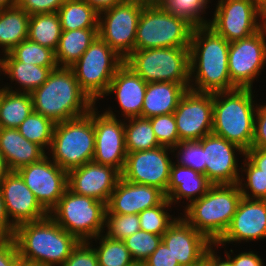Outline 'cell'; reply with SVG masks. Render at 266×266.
I'll list each match as a JSON object with an SVG mask.
<instances>
[{
	"label": "cell",
	"instance_id": "55",
	"mask_svg": "<svg viewBox=\"0 0 266 266\" xmlns=\"http://www.w3.org/2000/svg\"><path fill=\"white\" fill-rule=\"evenodd\" d=\"M10 172L11 170L8 167L5 157L0 151V183Z\"/></svg>",
	"mask_w": 266,
	"mask_h": 266
},
{
	"label": "cell",
	"instance_id": "32",
	"mask_svg": "<svg viewBox=\"0 0 266 266\" xmlns=\"http://www.w3.org/2000/svg\"><path fill=\"white\" fill-rule=\"evenodd\" d=\"M57 14L62 30L98 28L99 13L84 0H66Z\"/></svg>",
	"mask_w": 266,
	"mask_h": 266
},
{
	"label": "cell",
	"instance_id": "23",
	"mask_svg": "<svg viewBox=\"0 0 266 266\" xmlns=\"http://www.w3.org/2000/svg\"><path fill=\"white\" fill-rule=\"evenodd\" d=\"M166 198L158 188L120 178L107 203L106 214H139Z\"/></svg>",
	"mask_w": 266,
	"mask_h": 266
},
{
	"label": "cell",
	"instance_id": "14",
	"mask_svg": "<svg viewBox=\"0 0 266 266\" xmlns=\"http://www.w3.org/2000/svg\"><path fill=\"white\" fill-rule=\"evenodd\" d=\"M172 148L159 146L150 150L127 152L121 178L132 183L160 189L166 196L170 168L174 161Z\"/></svg>",
	"mask_w": 266,
	"mask_h": 266
},
{
	"label": "cell",
	"instance_id": "54",
	"mask_svg": "<svg viewBox=\"0 0 266 266\" xmlns=\"http://www.w3.org/2000/svg\"><path fill=\"white\" fill-rule=\"evenodd\" d=\"M91 7H93L98 13L120 4L126 0H84Z\"/></svg>",
	"mask_w": 266,
	"mask_h": 266
},
{
	"label": "cell",
	"instance_id": "16",
	"mask_svg": "<svg viewBox=\"0 0 266 266\" xmlns=\"http://www.w3.org/2000/svg\"><path fill=\"white\" fill-rule=\"evenodd\" d=\"M99 113L97 105L93 107L95 129V150L93 162L109 165L120 172L124 169L127 151L125 147L124 119L110 109Z\"/></svg>",
	"mask_w": 266,
	"mask_h": 266
},
{
	"label": "cell",
	"instance_id": "50",
	"mask_svg": "<svg viewBox=\"0 0 266 266\" xmlns=\"http://www.w3.org/2000/svg\"><path fill=\"white\" fill-rule=\"evenodd\" d=\"M224 253L231 259L233 266H265V263L262 261L263 258L253 251H245L233 256H231L234 253L232 249L229 253L226 250Z\"/></svg>",
	"mask_w": 266,
	"mask_h": 266
},
{
	"label": "cell",
	"instance_id": "9",
	"mask_svg": "<svg viewBox=\"0 0 266 266\" xmlns=\"http://www.w3.org/2000/svg\"><path fill=\"white\" fill-rule=\"evenodd\" d=\"M123 63L124 59L98 35L71 68L81 89L96 104L105 98L111 80Z\"/></svg>",
	"mask_w": 266,
	"mask_h": 266
},
{
	"label": "cell",
	"instance_id": "5",
	"mask_svg": "<svg viewBox=\"0 0 266 266\" xmlns=\"http://www.w3.org/2000/svg\"><path fill=\"white\" fill-rule=\"evenodd\" d=\"M242 198L238 184L211 185L184 208L183 218L215 244L228 228Z\"/></svg>",
	"mask_w": 266,
	"mask_h": 266
},
{
	"label": "cell",
	"instance_id": "38",
	"mask_svg": "<svg viewBox=\"0 0 266 266\" xmlns=\"http://www.w3.org/2000/svg\"><path fill=\"white\" fill-rule=\"evenodd\" d=\"M9 54L17 61L42 67H57L55 52L28 38L13 48Z\"/></svg>",
	"mask_w": 266,
	"mask_h": 266
},
{
	"label": "cell",
	"instance_id": "28",
	"mask_svg": "<svg viewBox=\"0 0 266 266\" xmlns=\"http://www.w3.org/2000/svg\"><path fill=\"white\" fill-rule=\"evenodd\" d=\"M3 55V74L18 84V89L15 90L11 85H4V89L12 92L31 93L39 88L46 80L52 69L56 67H42L29 63H23L15 60L9 53ZM21 88V89H20Z\"/></svg>",
	"mask_w": 266,
	"mask_h": 266
},
{
	"label": "cell",
	"instance_id": "12",
	"mask_svg": "<svg viewBox=\"0 0 266 266\" xmlns=\"http://www.w3.org/2000/svg\"><path fill=\"white\" fill-rule=\"evenodd\" d=\"M143 8L144 5L126 0L99 13L98 35L124 60L135 50Z\"/></svg>",
	"mask_w": 266,
	"mask_h": 266
},
{
	"label": "cell",
	"instance_id": "41",
	"mask_svg": "<svg viewBox=\"0 0 266 266\" xmlns=\"http://www.w3.org/2000/svg\"><path fill=\"white\" fill-rule=\"evenodd\" d=\"M135 262L143 263L159 246L161 235L139 230L122 240Z\"/></svg>",
	"mask_w": 266,
	"mask_h": 266
},
{
	"label": "cell",
	"instance_id": "3",
	"mask_svg": "<svg viewBox=\"0 0 266 266\" xmlns=\"http://www.w3.org/2000/svg\"><path fill=\"white\" fill-rule=\"evenodd\" d=\"M13 238L20 259L44 266H63L79 243L50 216L18 225Z\"/></svg>",
	"mask_w": 266,
	"mask_h": 266
},
{
	"label": "cell",
	"instance_id": "44",
	"mask_svg": "<svg viewBox=\"0 0 266 266\" xmlns=\"http://www.w3.org/2000/svg\"><path fill=\"white\" fill-rule=\"evenodd\" d=\"M149 119L160 146L173 148L178 145L180 140L173 113L154 116Z\"/></svg>",
	"mask_w": 266,
	"mask_h": 266
},
{
	"label": "cell",
	"instance_id": "45",
	"mask_svg": "<svg viewBox=\"0 0 266 266\" xmlns=\"http://www.w3.org/2000/svg\"><path fill=\"white\" fill-rule=\"evenodd\" d=\"M92 243L94 242L79 241L63 266H98L97 254Z\"/></svg>",
	"mask_w": 266,
	"mask_h": 266
},
{
	"label": "cell",
	"instance_id": "2",
	"mask_svg": "<svg viewBox=\"0 0 266 266\" xmlns=\"http://www.w3.org/2000/svg\"><path fill=\"white\" fill-rule=\"evenodd\" d=\"M30 95L34 112L55 124L87 115L95 106L81 89L71 67L52 69L47 80Z\"/></svg>",
	"mask_w": 266,
	"mask_h": 266
},
{
	"label": "cell",
	"instance_id": "31",
	"mask_svg": "<svg viewBox=\"0 0 266 266\" xmlns=\"http://www.w3.org/2000/svg\"><path fill=\"white\" fill-rule=\"evenodd\" d=\"M33 111L30 93L0 87V128H17Z\"/></svg>",
	"mask_w": 266,
	"mask_h": 266
},
{
	"label": "cell",
	"instance_id": "25",
	"mask_svg": "<svg viewBox=\"0 0 266 266\" xmlns=\"http://www.w3.org/2000/svg\"><path fill=\"white\" fill-rule=\"evenodd\" d=\"M211 185L206 175L173 162L166 197L172 205L180 203L181 199H186L187 206L202 197Z\"/></svg>",
	"mask_w": 266,
	"mask_h": 266
},
{
	"label": "cell",
	"instance_id": "7",
	"mask_svg": "<svg viewBox=\"0 0 266 266\" xmlns=\"http://www.w3.org/2000/svg\"><path fill=\"white\" fill-rule=\"evenodd\" d=\"M124 63L147 83H180L189 89V47L134 50Z\"/></svg>",
	"mask_w": 266,
	"mask_h": 266
},
{
	"label": "cell",
	"instance_id": "20",
	"mask_svg": "<svg viewBox=\"0 0 266 266\" xmlns=\"http://www.w3.org/2000/svg\"><path fill=\"white\" fill-rule=\"evenodd\" d=\"M0 191L8 217L15 227L49 216V212L39 203L17 171H11L2 180Z\"/></svg>",
	"mask_w": 266,
	"mask_h": 266
},
{
	"label": "cell",
	"instance_id": "57",
	"mask_svg": "<svg viewBox=\"0 0 266 266\" xmlns=\"http://www.w3.org/2000/svg\"><path fill=\"white\" fill-rule=\"evenodd\" d=\"M16 6V0H0V10Z\"/></svg>",
	"mask_w": 266,
	"mask_h": 266
},
{
	"label": "cell",
	"instance_id": "34",
	"mask_svg": "<svg viewBox=\"0 0 266 266\" xmlns=\"http://www.w3.org/2000/svg\"><path fill=\"white\" fill-rule=\"evenodd\" d=\"M127 152L150 150L159 147L149 118L134 117L124 120Z\"/></svg>",
	"mask_w": 266,
	"mask_h": 266
},
{
	"label": "cell",
	"instance_id": "52",
	"mask_svg": "<svg viewBox=\"0 0 266 266\" xmlns=\"http://www.w3.org/2000/svg\"><path fill=\"white\" fill-rule=\"evenodd\" d=\"M215 247V248H214ZM217 246L212 244L205 252L204 255V266H233L231 259L225 254L224 258L221 259L220 255H217ZM216 251V252H215Z\"/></svg>",
	"mask_w": 266,
	"mask_h": 266
},
{
	"label": "cell",
	"instance_id": "19",
	"mask_svg": "<svg viewBox=\"0 0 266 266\" xmlns=\"http://www.w3.org/2000/svg\"><path fill=\"white\" fill-rule=\"evenodd\" d=\"M262 239H266V200L242 197L228 228L215 244L220 248L227 243Z\"/></svg>",
	"mask_w": 266,
	"mask_h": 266
},
{
	"label": "cell",
	"instance_id": "46",
	"mask_svg": "<svg viewBox=\"0 0 266 266\" xmlns=\"http://www.w3.org/2000/svg\"><path fill=\"white\" fill-rule=\"evenodd\" d=\"M66 0H16V6L22 8L27 14L54 13Z\"/></svg>",
	"mask_w": 266,
	"mask_h": 266
},
{
	"label": "cell",
	"instance_id": "39",
	"mask_svg": "<svg viewBox=\"0 0 266 266\" xmlns=\"http://www.w3.org/2000/svg\"><path fill=\"white\" fill-rule=\"evenodd\" d=\"M244 157L243 163H241L243 166L240 165L241 175L238 182L242 197L266 200V174L256 167L246 156ZM242 172H245V174ZM244 175H246V179H244Z\"/></svg>",
	"mask_w": 266,
	"mask_h": 266
},
{
	"label": "cell",
	"instance_id": "13",
	"mask_svg": "<svg viewBox=\"0 0 266 266\" xmlns=\"http://www.w3.org/2000/svg\"><path fill=\"white\" fill-rule=\"evenodd\" d=\"M266 65V25L245 39L230 42L228 69L231 83L236 88L253 89Z\"/></svg>",
	"mask_w": 266,
	"mask_h": 266
},
{
	"label": "cell",
	"instance_id": "56",
	"mask_svg": "<svg viewBox=\"0 0 266 266\" xmlns=\"http://www.w3.org/2000/svg\"><path fill=\"white\" fill-rule=\"evenodd\" d=\"M144 6H159L163 0H131Z\"/></svg>",
	"mask_w": 266,
	"mask_h": 266
},
{
	"label": "cell",
	"instance_id": "26",
	"mask_svg": "<svg viewBox=\"0 0 266 266\" xmlns=\"http://www.w3.org/2000/svg\"><path fill=\"white\" fill-rule=\"evenodd\" d=\"M0 151L11 171L37 162L48 154L21 135L17 128H0Z\"/></svg>",
	"mask_w": 266,
	"mask_h": 266
},
{
	"label": "cell",
	"instance_id": "49",
	"mask_svg": "<svg viewBox=\"0 0 266 266\" xmlns=\"http://www.w3.org/2000/svg\"><path fill=\"white\" fill-rule=\"evenodd\" d=\"M19 259L14 238H0V266H17Z\"/></svg>",
	"mask_w": 266,
	"mask_h": 266
},
{
	"label": "cell",
	"instance_id": "30",
	"mask_svg": "<svg viewBox=\"0 0 266 266\" xmlns=\"http://www.w3.org/2000/svg\"><path fill=\"white\" fill-rule=\"evenodd\" d=\"M98 36V28L62 30L55 51L57 66L71 67Z\"/></svg>",
	"mask_w": 266,
	"mask_h": 266
},
{
	"label": "cell",
	"instance_id": "4",
	"mask_svg": "<svg viewBox=\"0 0 266 266\" xmlns=\"http://www.w3.org/2000/svg\"><path fill=\"white\" fill-rule=\"evenodd\" d=\"M255 90L235 88L213 93L212 133L247 151L254 138L255 114L258 108L253 98ZM256 103V104H255Z\"/></svg>",
	"mask_w": 266,
	"mask_h": 266
},
{
	"label": "cell",
	"instance_id": "27",
	"mask_svg": "<svg viewBox=\"0 0 266 266\" xmlns=\"http://www.w3.org/2000/svg\"><path fill=\"white\" fill-rule=\"evenodd\" d=\"M187 89L180 83L149 82L144 96L141 117L152 118L171 114Z\"/></svg>",
	"mask_w": 266,
	"mask_h": 266
},
{
	"label": "cell",
	"instance_id": "17",
	"mask_svg": "<svg viewBox=\"0 0 266 266\" xmlns=\"http://www.w3.org/2000/svg\"><path fill=\"white\" fill-rule=\"evenodd\" d=\"M17 172L48 212L58 203L68 188V172L52 161L49 155L19 168Z\"/></svg>",
	"mask_w": 266,
	"mask_h": 266
},
{
	"label": "cell",
	"instance_id": "53",
	"mask_svg": "<svg viewBox=\"0 0 266 266\" xmlns=\"http://www.w3.org/2000/svg\"><path fill=\"white\" fill-rule=\"evenodd\" d=\"M245 156L261 171L266 174V149L251 147Z\"/></svg>",
	"mask_w": 266,
	"mask_h": 266
},
{
	"label": "cell",
	"instance_id": "6",
	"mask_svg": "<svg viewBox=\"0 0 266 266\" xmlns=\"http://www.w3.org/2000/svg\"><path fill=\"white\" fill-rule=\"evenodd\" d=\"M95 129L93 108L87 115L56 123L47 155L60 168L72 170L93 161Z\"/></svg>",
	"mask_w": 266,
	"mask_h": 266
},
{
	"label": "cell",
	"instance_id": "36",
	"mask_svg": "<svg viewBox=\"0 0 266 266\" xmlns=\"http://www.w3.org/2000/svg\"><path fill=\"white\" fill-rule=\"evenodd\" d=\"M55 123L44 117L42 114L32 112L27 118L17 127V130L27 140L41 146L44 150H49Z\"/></svg>",
	"mask_w": 266,
	"mask_h": 266
},
{
	"label": "cell",
	"instance_id": "8",
	"mask_svg": "<svg viewBox=\"0 0 266 266\" xmlns=\"http://www.w3.org/2000/svg\"><path fill=\"white\" fill-rule=\"evenodd\" d=\"M106 211V203L67 188L49 216L79 241H89L105 233Z\"/></svg>",
	"mask_w": 266,
	"mask_h": 266
},
{
	"label": "cell",
	"instance_id": "29",
	"mask_svg": "<svg viewBox=\"0 0 266 266\" xmlns=\"http://www.w3.org/2000/svg\"><path fill=\"white\" fill-rule=\"evenodd\" d=\"M29 20L30 15L18 6L0 10V53H9L28 38Z\"/></svg>",
	"mask_w": 266,
	"mask_h": 266
},
{
	"label": "cell",
	"instance_id": "40",
	"mask_svg": "<svg viewBox=\"0 0 266 266\" xmlns=\"http://www.w3.org/2000/svg\"><path fill=\"white\" fill-rule=\"evenodd\" d=\"M171 207L172 204L166 197L159 205L140 212L138 216L141 230L162 236L177 218L167 212Z\"/></svg>",
	"mask_w": 266,
	"mask_h": 266
},
{
	"label": "cell",
	"instance_id": "33",
	"mask_svg": "<svg viewBox=\"0 0 266 266\" xmlns=\"http://www.w3.org/2000/svg\"><path fill=\"white\" fill-rule=\"evenodd\" d=\"M62 29L57 12L30 15L28 39L56 51Z\"/></svg>",
	"mask_w": 266,
	"mask_h": 266
},
{
	"label": "cell",
	"instance_id": "18",
	"mask_svg": "<svg viewBox=\"0 0 266 266\" xmlns=\"http://www.w3.org/2000/svg\"><path fill=\"white\" fill-rule=\"evenodd\" d=\"M201 146L204 151L205 175L208 181L212 185L238 184L241 168L238 167L237 155L245 156L246 151L213 133L201 139Z\"/></svg>",
	"mask_w": 266,
	"mask_h": 266
},
{
	"label": "cell",
	"instance_id": "48",
	"mask_svg": "<svg viewBox=\"0 0 266 266\" xmlns=\"http://www.w3.org/2000/svg\"><path fill=\"white\" fill-rule=\"evenodd\" d=\"M145 266H180L176 258L161 241L158 248L143 262Z\"/></svg>",
	"mask_w": 266,
	"mask_h": 266
},
{
	"label": "cell",
	"instance_id": "59",
	"mask_svg": "<svg viewBox=\"0 0 266 266\" xmlns=\"http://www.w3.org/2000/svg\"><path fill=\"white\" fill-rule=\"evenodd\" d=\"M17 266H44L38 263H33L29 261H25L23 259H19Z\"/></svg>",
	"mask_w": 266,
	"mask_h": 266
},
{
	"label": "cell",
	"instance_id": "1",
	"mask_svg": "<svg viewBox=\"0 0 266 266\" xmlns=\"http://www.w3.org/2000/svg\"><path fill=\"white\" fill-rule=\"evenodd\" d=\"M230 42L208 25L193 29L189 46L190 86L196 92L233 90L228 69Z\"/></svg>",
	"mask_w": 266,
	"mask_h": 266
},
{
	"label": "cell",
	"instance_id": "61",
	"mask_svg": "<svg viewBox=\"0 0 266 266\" xmlns=\"http://www.w3.org/2000/svg\"><path fill=\"white\" fill-rule=\"evenodd\" d=\"M131 266H145L144 263H138V262H135L134 264H132Z\"/></svg>",
	"mask_w": 266,
	"mask_h": 266
},
{
	"label": "cell",
	"instance_id": "21",
	"mask_svg": "<svg viewBox=\"0 0 266 266\" xmlns=\"http://www.w3.org/2000/svg\"><path fill=\"white\" fill-rule=\"evenodd\" d=\"M121 172L109 165L93 161L68 171V189L75 194L89 196L108 203Z\"/></svg>",
	"mask_w": 266,
	"mask_h": 266
},
{
	"label": "cell",
	"instance_id": "51",
	"mask_svg": "<svg viewBox=\"0 0 266 266\" xmlns=\"http://www.w3.org/2000/svg\"><path fill=\"white\" fill-rule=\"evenodd\" d=\"M16 227L11 223L0 191V238L14 237Z\"/></svg>",
	"mask_w": 266,
	"mask_h": 266
},
{
	"label": "cell",
	"instance_id": "11",
	"mask_svg": "<svg viewBox=\"0 0 266 266\" xmlns=\"http://www.w3.org/2000/svg\"><path fill=\"white\" fill-rule=\"evenodd\" d=\"M215 7L208 26L228 42L250 37L266 25V15L253 0H218Z\"/></svg>",
	"mask_w": 266,
	"mask_h": 266
},
{
	"label": "cell",
	"instance_id": "43",
	"mask_svg": "<svg viewBox=\"0 0 266 266\" xmlns=\"http://www.w3.org/2000/svg\"><path fill=\"white\" fill-rule=\"evenodd\" d=\"M104 227V235L116 240H124L141 230L138 214H106Z\"/></svg>",
	"mask_w": 266,
	"mask_h": 266
},
{
	"label": "cell",
	"instance_id": "60",
	"mask_svg": "<svg viewBox=\"0 0 266 266\" xmlns=\"http://www.w3.org/2000/svg\"><path fill=\"white\" fill-rule=\"evenodd\" d=\"M0 73L3 74V57L2 56L0 57ZM1 74H0V76H1ZM0 79H2V78H0Z\"/></svg>",
	"mask_w": 266,
	"mask_h": 266
},
{
	"label": "cell",
	"instance_id": "35",
	"mask_svg": "<svg viewBox=\"0 0 266 266\" xmlns=\"http://www.w3.org/2000/svg\"><path fill=\"white\" fill-rule=\"evenodd\" d=\"M99 241V246L93 248L97 254L98 266H131L135 263L130 251L122 240L109 238L103 233L92 241Z\"/></svg>",
	"mask_w": 266,
	"mask_h": 266
},
{
	"label": "cell",
	"instance_id": "42",
	"mask_svg": "<svg viewBox=\"0 0 266 266\" xmlns=\"http://www.w3.org/2000/svg\"><path fill=\"white\" fill-rule=\"evenodd\" d=\"M175 156L174 163L192 168L193 170L205 175L204 151L201 146V140L179 142L172 148ZM176 152V153H175Z\"/></svg>",
	"mask_w": 266,
	"mask_h": 266
},
{
	"label": "cell",
	"instance_id": "37",
	"mask_svg": "<svg viewBox=\"0 0 266 266\" xmlns=\"http://www.w3.org/2000/svg\"><path fill=\"white\" fill-rule=\"evenodd\" d=\"M210 0H163L159 5L165 12H169L189 22L194 28L208 25L209 19L203 17ZM208 6V7H207Z\"/></svg>",
	"mask_w": 266,
	"mask_h": 266
},
{
	"label": "cell",
	"instance_id": "47",
	"mask_svg": "<svg viewBox=\"0 0 266 266\" xmlns=\"http://www.w3.org/2000/svg\"><path fill=\"white\" fill-rule=\"evenodd\" d=\"M252 147L266 149V103H259L255 114Z\"/></svg>",
	"mask_w": 266,
	"mask_h": 266
},
{
	"label": "cell",
	"instance_id": "15",
	"mask_svg": "<svg viewBox=\"0 0 266 266\" xmlns=\"http://www.w3.org/2000/svg\"><path fill=\"white\" fill-rule=\"evenodd\" d=\"M180 142L198 141L212 133L213 93L188 89L173 112Z\"/></svg>",
	"mask_w": 266,
	"mask_h": 266
},
{
	"label": "cell",
	"instance_id": "10",
	"mask_svg": "<svg viewBox=\"0 0 266 266\" xmlns=\"http://www.w3.org/2000/svg\"><path fill=\"white\" fill-rule=\"evenodd\" d=\"M193 29L189 22L160 6H144L136 30L135 50L189 47Z\"/></svg>",
	"mask_w": 266,
	"mask_h": 266
},
{
	"label": "cell",
	"instance_id": "58",
	"mask_svg": "<svg viewBox=\"0 0 266 266\" xmlns=\"http://www.w3.org/2000/svg\"><path fill=\"white\" fill-rule=\"evenodd\" d=\"M258 8L266 15V0H253Z\"/></svg>",
	"mask_w": 266,
	"mask_h": 266
},
{
	"label": "cell",
	"instance_id": "24",
	"mask_svg": "<svg viewBox=\"0 0 266 266\" xmlns=\"http://www.w3.org/2000/svg\"><path fill=\"white\" fill-rule=\"evenodd\" d=\"M146 88L147 82L123 63L117 69L105 96L115 94L121 110L120 115L126 120L141 117Z\"/></svg>",
	"mask_w": 266,
	"mask_h": 266
},
{
	"label": "cell",
	"instance_id": "22",
	"mask_svg": "<svg viewBox=\"0 0 266 266\" xmlns=\"http://www.w3.org/2000/svg\"><path fill=\"white\" fill-rule=\"evenodd\" d=\"M180 266H204V255L212 243L181 215L169 226L162 235Z\"/></svg>",
	"mask_w": 266,
	"mask_h": 266
}]
</instances>
